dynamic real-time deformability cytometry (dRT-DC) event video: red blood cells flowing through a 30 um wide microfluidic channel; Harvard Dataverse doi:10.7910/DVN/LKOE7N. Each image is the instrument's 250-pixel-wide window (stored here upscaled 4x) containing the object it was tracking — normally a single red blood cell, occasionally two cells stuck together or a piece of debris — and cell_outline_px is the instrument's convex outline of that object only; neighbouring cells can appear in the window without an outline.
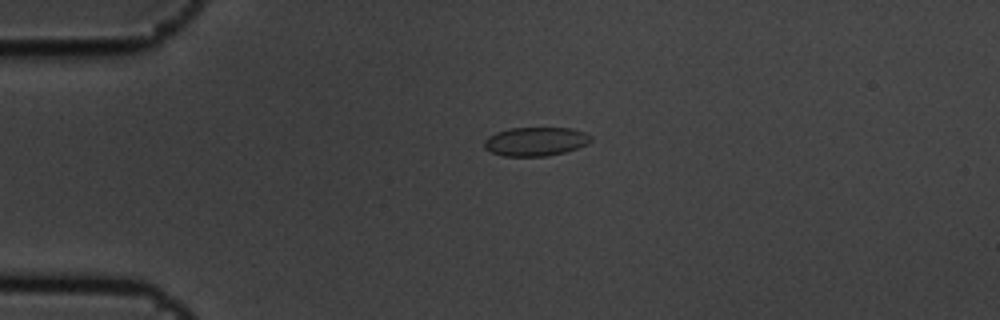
{"species": "common noctule bat (a hibernating species)", "species_latin": "Nyctalus noctula", "temperature_condition": "cold", "stored_images_in_passage": 3, "camera_frame_rate_fps": 3000, "um_per_image_px": 0.085, "animal": {"sex": "male", "body_mass_g": 19.5, "forearm_length_mm": 54.6}, "frame": {"image": 1, "passage_image": 1, "time_ms": 0.0, "image_size_px": [1000, 320], "cell_outline_px": [[592, 140], [576, 148], [564, 152], [548, 156], [504, 156], [492, 152], [484, 148], [484, 140], [488, 136], [496, 132], [508, 128], [572, 128], [584, 132], [592, 136]], "centroid_in_image_um": [45.5, 12.02], "position_along_channel_um": 39.5, "area_um2": 17.86}}
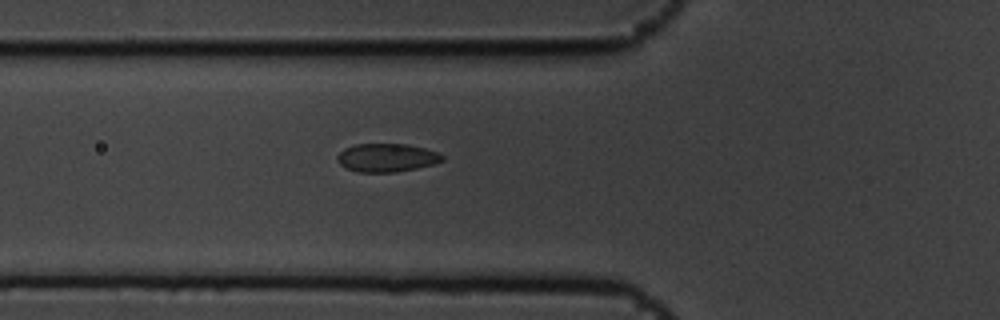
{"frame": {"image": 2, "passage_image": 3, "time_ms": 0.667, "image_size_px": [1000, 320], "cell_outline_px": [[444, 160], [432, 164], [416, 168], [396, 172], [360, 172], [348, 168], [340, 164], [336, 160], [336, 156], [344, 148], [356, 144], [408, 144], [424, 148], [436, 152], [444, 156]], "centroid_in_image_um": [32.85, 13.4], "position_along_channel_um": 92.9, "area_um2": 17.22}}